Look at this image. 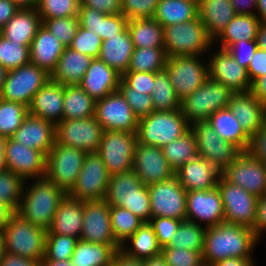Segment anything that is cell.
<instances>
[{
	"mask_svg": "<svg viewBox=\"0 0 266 266\" xmlns=\"http://www.w3.org/2000/svg\"><path fill=\"white\" fill-rule=\"evenodd\" d=\"M260 239L253 229L227 222L207 227L204 235L202 260L212 265L230 257L254 258V250Z\"/></svg>",
	"mask_w": 266,
	"mask_h": 266,
	"instance_id": "obj_1",
	"label": "cell"
},
{
	"mask_svg": "<svg viewBox=\"0 0 266 266\" xmlns=\"http://www.w3.org/2000/svg\"><path fill=\"white\" fill-rule=\"evenodd\" d=\"M25 181L20 205L16 210L24 221L48 230L59 203L66 193L46 176ZM29 183V184H28Z\"/></svg>",
	"mask_w": 266,
	"mask_h": 266,
	"instance_id": "obj_2",
	"label": "cell"
},
{
	"mask_svg": "<svg viewBox=\"0 0 266 266\" xmlns=\"http://www.w3.org/2000/svg\"><path fill=\"white\" fill-rule=\"evenodd\" d=\"M104 200L110 206H120L139 217L143 222L152 218L150 195L133 170L110 176Z\"/></svg>",
	"mask_w": 266,
	"mask_h": 266,
	"instance_id": "obj_3",
	"label": "cell"
},
{
	"mask_svg": "<svg viewBox=\"0 0 266 266\" xmlns=\"http://www.w3.org/2000/svg\"><path fill=\"white\" fill-rule=\"evenodd\" d=\"M191 124L179 110L154 111L139 119L137 141L143 145L162 148L184 135Z\"/></svg>",
	"mask_w": 266,
	"mask_h": 266,
	"instance_id": "obj_4",
	"label": "cell"
},
{
	"mask_svg": "<svg viewBox=\"0 0 266 266\" xmlns=\"http://www.w3.org/2000/svg\"><path fill=\"white\" fill-rule=\"evenodd\" d=\"M164 49L168 57L208 55L213 40L199 17L192 21L163 27Z\"/></svg>",
	"mask_w": 266,
	"mask_h": 266,
	"instance_id": "obj_5",
	"label": "cell"
},
{
	"mask_svg": "<svg viewBox=\"0 0 266 266\" xmlns=\"http://www.w3.org/2000/svg\"><path fill=\"white\" fill-rule=\"evenodd\" d=\"M1 231L5 252L42 261L47 230L24 221L15 213Z\"/></svg>",
	"mask_w": 266,
	"mask_h": 266,
	"instance_id": "obj_6",
	"label": "cell"
},
{
	"mask_svg": "<svg viewBox=\"0 0 266 266\" xmlns=\"http://www.w3.org/2000/svg\"><path fill=\"white\" fill-rule=\"evenodd\" d=\"M233 95L222 83L208 77L202 86L180 101V111L190 124L207 121L214 112L228 107Z\"/></svg>",
	"mask_w": 266,
	"mask_h": 266,
	"instance_id": "obj_7",
	"label": "cell"
},
{
	"mask_svg": "<svg viewBox=\"0 0 266 266\" xmlns=\"http://www.w3.org/2000/svg\"><path fill=\"white\" fill-rule=\"evenodd\" d=\"M206 58L202 55L168 57L164 70L180 100L191 95L209 77Z\"/></svg>",
	"mask_w": 266,
	"mask_h": 266,
	"instance_id": "obj_8",
	"label": "cell"
},
{
	"mask_svg": "<svg viewBox=\"0 0 266 266\" xmlns=\"http://www.w3.org/2000/svg\"><path fill=\"white\" fill-rule=\"evenodd\" d=\"M87 152L55 142L47 154L46 177L68 194L74 187Z\"/></svg>",
	"mask_w": 266,
	"mask_h": 266,
	"instance_id": "obj_9",
	"label": "cell"
},
{
	"mask_svg": "<svg viewBox=\"0 0 266 266\" xmlns=\"http://www.w3.org/2000/svg\"><path fill=\"white\" fill-rule=\"evenodd\" d=\"M137 134L123 131H103L97 153L110 175L133 170Z\"/></svg>",
	"mask_w": 266,
	"mask_h": 266,
	"instance_id": "obj_10",
	"label": "cell"
},
{
	"mask_svg": "<svg viewBox=\"0 0 266 266\" xmlns=\"http://www.w3.org/2000/svg\"><path fill=\"white\" fill-rule=\"evenodd\" d=\"M50 80V74L33 63L7 73L0 98L29 107L34 95Z\"/></svg>",
	"mask_w": 266,
	"mask_h": 266,
	"instance_id": "obj_11",
	"label": "cell"
},
{
	"mask_svg": "<svg viewBox=\"0 0 266 266\" xmlns=\"http://www.w3.org/2000/svg\"><path fill=\"white\" fill-rule=\"evenodd\" d=\"M110 176L101 156L97 152L87 153L76 183L68 195L82 202L104 200Z\"/></svg>",
	"mask_w": 266,
	"mask_h": 266,
	"instance_id": "obj_12",
	"label": "cell"
},
{
	"mask_svg": "<svg viewBox=\"0 0 266 266\" xmlns=\"http://www.w3.org/2000/svg\"><path fill=\"white\" fill-rule=\"evenodd\" d=\"M224 207V220L254 230L258 198L238 185L228 182L222 175L217 183Z\"/></svg>",
	"mask_w": 266,
	"mask_h": 266,
	"instance_id": "obj_13",
	"label": "cell"
},
{
	"mask_svg": "<svg viewBox=\"0 0 266 266\" xmlns=\"http://www.w3.org/2000/svg\"><path fill=\"white\" fill-rule=\"evenodd\" d=\"M195 134L197 154L223 171L242 151L234 144L223 140L208 121L191 124Z\"/></svg>",
	"mask_w": 266,
	"mask_h": 266,
	"instance_id": "obj_14",
	"label": "cell"
},
{
	"mask_svg": "<svg viewBox=\"0 0 266 266\" xmlns=\"http://www.w3.org/2000/svg\"><path fill=\"white\" fill-rule=\"evenodd\" d=\"M152 218L168 217L186 220L187 191L174 176L163 182L147 185Z\"/></svg>",
	"mask_w": 266,
	"mask_h": 266,
	"instance_id": "obj_15",
	"label": "cell"
},
{
	"mask_svg": "<svg viewBox=\"0 0 266 266\" xmlns=\"http://www.w3.org/2000/svg\"><path fill=\"white\" fill-rule=\"evenodd\" d=\"M103 128L97 119H62L56 125V142L63 146L82 149L87 153L97 152Z\"/></svg>",
	"mask_w": 266,
	"mask_h": 266,
	"instance_id": "obj_16",
	"label": "cell"
},
{
	"mask_svg": "<svg viewBox=\"0 0 266 266\" xmlns=\"http://www.w3.org/2000/svg\"><path fill=\"white\" fill-rule=\"evenodd\" d=\"M230 183L256 196L266 192V165L253 158L247 151L241 152L221 173Z\"/></svg>",
	"mask_w": 266,
	"mask_h": 266,
	"instance_id": "obj_17",
	"label": "cell"
},
{
	"mask_svg": "<svg viewBox=\"0 0 266 266\" xmlns=\"http://www.w3.org/2000/svg\"><path fill=\"white\" fill-rule=\"evenodd\" d=\"M94 117L103 131L137 132L139 119L119 91L96 101Z\"/></svg>",
	"mask_w": 266,
	"mask_h": 266,
	"instance_id": "obj_18",
	"label": "cell"
},
{
	"mask_svg": "<svg viewBox=\"0 0 266 266\" xmlns=\"http://www.w3.org/2000/svg\"><path fill=\"white\" fill-rule=\"evenodd\" d=\"M208 53L209 77L214 79L234 94L250 92L251 81L246 68L240 66L228 50L211 47Z\"/></svg>",
	"mask_w": 266,
	"mask_h": 266,
	"instance_id": "obj_19",
	"label": "cell"
},
{
	"mask_svg": "<svg viewBox=\"0 0 266 266\" xmlns=\"http://www.w3.org/2000/svg\"><path fill=\"white\" fill-rule=\"evenodd\" d=\"M4 153L7 170L25 181L46 176L47 156L43 152L21 145L11 137L6 140Z\"/></svg>",
	"mask_w": 266,
	"mask_h": 266,
	"instance_id": "obj_20",
	"label": "cell"
},
{
	"mask_svg": "<svg viewBox=\"0 0 266 266\" xmlns=\"http://www.w3.org/2000/svg\"><path fill=\"white\" fill-rule=\"evenodd\" d=\"M186 220L198 225L205 224L206 228L225 222L223 202L217 186L210 190L187 191Z\"/></svg>",
	"mask_w": 266,
	"mask_h": 266,
	"instance_id": "obj_21",
	"label": "cell"
},
{
	"mask_svg": "<svg viewBox=\"0 0 266 266\" xmlns=\"http://www.w3.org/2000/svg\"><path fill=\"white\" fill-rule=\"evenodd\" d=\"M83 228L80 240L106 245H120L113 234L110 205L105 200L83 202Z\"/></svg>",
	"mask_w": 266,
	"mask_h": 266,
	"instance_id": "obj_22",
	"label": "cell"
},
{
	"mask_svg": "<svg viewBox=\"0 0 266 266\" xmlns=\"http://www.w3.org/2000/svg\"><path fill=\"white\" fill-rule=\"evenodd\" d=\"M133 171L140 181L149 185L175 176V170L166 160L160 147L136 144Z\"/></svg>",
	"mask_w": 266,
	"mask_h": 266,
	"instance_id": "obj_23",
	"label": "cell"
},
{
	"mask_svg": "<svg viewBox=\"0 0 266 266\" xmlns=\"http://www.w3.org/2000/svg\"><path fill=\"white\" fill-rule=\"evenodd\" d=\"M12 138L19 144L37 149L47 156L56 142V125L28 114Z\"/></svg>",
	"mask_w": 266,
	"mask_h": 266,
	"instance_id": "obj_24",
	"label": "cell"
},
{
	"mask_svg": "<svg viewBox=\"0 0 266 266\" xmlns=\"http://www.w3.org/2000/svg\"><path fill=\"white\" fill-rule=\"evenodd\" d=\"M221 173L210 162L197 156L176 170L175 176L186 191H195L215 188Z\"/></svg>",
	"mask_w": 266,
	"mask_h": 266,
	"instance_id": "obj_25",
	"label": "cell"
},
{
	"mask_svg": "<svg viewBox=\"0 0 266 266\" xmlns=\"http://www.w3.org/2000/svg\"><path fill=\"white\" fill-rule=\"evenodd\" d=\"M121 74L99 58L92 60L79 86L95 101L118 91Z\"/></svg>",
	"mask_w": 266,
	"mask_h": 266,
	"instance_id": "obj_26",
	"label": "cell"
},
{
	"mask_svg": "<svg viewBox=\"0 0 266 266\" xmlns=\"http://www.w3.org/2000/svg\"><path fill=\"white\" fill-rule=\"evenodd\" d=\"M228 108L249 137L255 134L266 122V106L251 92L234 94L230 99Z\"/></svg>",
	"mask_w": 266,
	"mask_h": 266,
	"instance_id": "obj_27",
	"label": "cell"
},
{
	"mask_svg": "<svg viewBox=\"0 0 266 266\" xmlns=\"http://www.w3.org/2000/svg\"><path fill=\"white\" fill-rule=\"evenodd\" d=\"M64 86L49 80L34 95L28 114L57 125L63 119Z\"/></svg>",
	"mask_w": 266,
	"mask_h": 266,
	"instance_id": "obj_28",
	"label": "cell"
},
{
	"mask_svg": "<svg viewBox=\"0 0 266 266\" xmlns=\"http://www.w3.org/2000/svg\"><path fill=\"white\" fill-rule=\"evenodd\" d=\"M65 48L66 46L42 24L30 45V63L51 75Z\"/></svg>",
	"mask_w": 266,
	"mask_h": 266,
	"instance_id": "obj_29",
	"label": "cell"
},
{
	"mask_svg": "<svg viewBox=\"0 0 266 266\" xmlns=\"http://www.w3.org/2000/svg\"><path fill=\"white\" fill-rule=\"evenodd\" d=\"M82 222L83 202L66 194L59 203L47 234L67 235L80 239Z\"/></svg>",
	"mask_w": 266,
	"mask_h": 266,
	"instance_id": "obj_30",
	"label": "cell"
},
{
	"mask_svg": "<svg viewBox=\"0 0 266 266\" xmlns=\"http://www.w3.org/2000/svg\"><path fill=\"white\" fill-rule=\"evenodd\" d=\"M93 58L66 47L60 56L50 80L66 85H79Z\"/></svg>",
	"mask_w": 266,
	"mask_h": 266,
	"instance_id": "obj_31",
	"label": "cell"
},
{
	"mask_svg": "<svg viewBox=\"0 0 266 266\" xmlns=\"http://www.w3.org/2000/svg\"><path fill=\"white\" fill-rule=\"evenodd\" d=\"M235 15L231 0H198V17L213 41Z\"/></svg>",
	"mask_w": 266,
	"mask_h": 266,
	"instance_id": "obj_32",
	"label": "cell"
},
{
	"mask_svg": "<svg viewBox=\"0 0 266 266\" xmlns=\"http://www.w3.org/2000/svg\"><path fill=\"white\" fill-rule=\"evenodd\" d=\"M78 19L81 27L92 30L102 41L121 33L128 23V19L122 14L106 15L85 6H79Z\"/></svg>",
	"mask_w": 266,
	"mask_h": 266,
	"instance_id": "obj_33",
	"label": "cell"
},
{
	"mask_svg": "<svg viewBox=\"0 0 266 266\" xmlns=\"http://www.w3.org/2000/svg\"><path fill=\"white\" fill-rule=\"evenodd\" d=\"M133 50L131 35L126 27L121 33L102 41L99 59L122 75L128 71Z\"/></svg>",
	"mask_w": 266,
	"mask_h": 266,
	"instance_id": "obj_34",
	"label": "cell"
},
{
	"mask_svg": "<svg viewBox=\"0 0 266 266\" xmlns=\"http://www.w3.org/2000/svg\"><path fill=\"white\" fill-rule=\"evenodd\" d=\"M41 25L40 15L36 8L20 9L1 28V35L11 42L30 46Z\"/></svg>",
	"mask_w": 266,
	"mask_h": 266,
	"instance_id": "obj_35",
	"label": "cell"
},
{
	"mask_svg": "<svg viewBox=\"0 0 266 266\" xmlns=\"http://www.w3.org/2000/svg\"><path fill=\"white\" fill-rule=\"evenodd\" d=\"M261 21L257 15L236 14L221 34L213 41V46L227 50L238 41L256 40ZM216 43V45H215Z\"/></svg>",
	"mask_w": 266,
	"mask_h": 266,
	"instance_id": "obj_36",
	"label": "cell"
},
{
	"mask_svg": "<svg viewBox=\"0 0 266 266\" xmlns=\"http://www.w3.org/2000/svg\"><path fill=\"white\" fill-rule=\"evenodd\" d=\"M207 121L223 140L234 144L242 152L248 150L250 137L243 131L239 121L228 107L217 110Z\"/></svg>",
	"mask_w": 266,
	"mask_h": 266,
	"instance_id": "obj_37",
	"label": "cell"
},
{
	"mask_svg": "<svg viewBox=\"0 0 266 266\" xmlns=\"http://www.w3.org/2000/svg\"><path fill=\"white\" fill-rule=\"evenodd\" d=\"M198 17V0H160L153 18L162 27L192 21Z\"/></svg>",
	"mask_w": 266,
	"mask_h": 266,
	"instance_id": "obj_38",
	"label": "cell"
},
{
	"mask_svg": "<svg viewBox=\"0 0 266 266\" xmlns=\"http://www.w3.org/2000/svg\"><path fill=\"white\" fill-rule=\"evenodd\" d=\"M120 250L127 256L143 260L160 254L162 247L149 222H143L134 234L121 244Z\"/></svg>",
	"mask_w": 266,
	"mask_h": 266,
	"instance_id": "obj_39",
	"label": "cell"
},
{
	"mask_svg": "<svg viewBox=\"0 0 266 266\" xmlns=\"http://www.w3.org/2000/svg\"><path fill=\"white\" fill-rule=\"evenodd\" d=\"M121 245H106L78 240L71 257L74 266H110Z\"/></svg>",
	"mask_w": 266,
	"mask_h": 266,
	"instance_id": "obj_40",
	"label": "cell"
},
{
	"mask_svg": "<svg viewBox=\"0 0 266 266\" xmlns=\"http://www.w3.org/2000/svg\"><path fill=\"white\" fill-rule=\"evenodd\" d=\"M134 48L164 47L163 27L154 18H136L128 20Z\"/></svg>",
	"mask_w": 266,
	"mask_h": 266,
	"instance_id": "obj_41",
	"label": "cell"
},
{
	"mask_svg": "<svg viewBox=\"0 0 266 266\" xmlns=\"http://www.w3.org/2000/svg\"><path fill=\"white\" fill-rule=\"evenodd\" d=\"M96 101L79 85L64 86L63 119H84L93 117Z\"/></svg>",
	"mask_w": 266,
	"mask_h": 266,
	"instance_id": "obj_42",
	"label": "cell"
},
{
	"mask_svg": "<svg viewBox=\"0 0 266 266\" xmlns=\"http://www.w3.org/2000/svg\"><path fill=\"white\" fill-rule=\"evenodd\" d=\"M161 149L166 160L175 171L198 156L195 134L191 129Z\"/></svg>",
	"mask_w": 266,
	"mask_h": 266,
	"instance_id": "obj_43",
	"label": "cell"
},
{
	"mask_svg": "<svg viewBox=\"0 0 266 266\" xmlns=\"http://www.w3.org/2000/svg\"><path fill=\"white\" fill-rule=\"evenodd\" d=\"M167 59L164 47L134 48L128 71L161 72L166 66Z\"/></svg>",
	"mask_w": 266,
	"mask_h": 266,
	"instance_id": "obj_44",
	"label": "cell"
},
{
	"mask_svg": "<svg viewBox=\"0 0 266 266\" xmlns=\"http://www.w3.org/2000/svg\"><path fill=\"white\" fill-rule=\"evenodd\" d=\"M154 88L151 93L154 111H174L180 109V99L165 70L154 73Z\"/></svg>",
	"mask_w": 266,
	"mask_h": 266,
	"instance_id": "obj_45",
	"label": "cell"
},
{
	"mask_svg": "<svg viewBox=\"0 0 266 266\" xmlns=\"http://www.w3.org/2000/svg\"><path fill=\"white\" fill-rule=\"evenodd\" d=\"M206 227L190 221H182L177 232L166 247L203 252Z\"/></svg>",
	"mask_w": 266,
	"mask_h": 266,
	"instance_id": "obj_46",
	"label": "cell"
},
{
	"mask_svg": "<svg viewBox=\"0 0 266 266\" xmlns=\"http://www.w3.org/2000/svg\"><path fill=\"white\" fill-rule=\"evenodd\" d=\"M110 220L114 237L120 245L143 224L139 217L120 206H110Z\"/></svg>",
	"mask_w": 266,
	"mask_h": 266,
	"instance_id": "obj_47",
	"label": "cell"
},
{
	"mask_svg": "<svg viewBox=\"0 0 266 266\" xmlns=\"http://www.w3.org/2000/svg\"><path fill=\"white\" fill-rule=\"evenodd\" d=\"M27 115V106L0 98V135L11 138Z\"/></svg>",
	"mask_w": 266,
	"mask_h": 266,
	"instance_id": "obj_48",
	"label": "cell"
},
{
	"mask_svg": "<svg viewBox=\"0 0 266 266\" xmlns=\"http://www.w3.org/2000/svg\"><path fill=\"white\" fill-rule=\"evenodd\" d=\"M30 63V46L0 36V65L8 71Z\"/></svg>",
	"mask_w": 266,
	"mask_h": 266,
	"instance_id": "obj_49",
	"label": "cell"
},
{
	"mask_svg": "<svg viewBox=\"0 0 266 266\" xmlns=\"http://www.w3.org/2000/svg\"><path fill=\"white\" fill-rule=\"evenodd\" d=\"M25 180L12 171L0 172V202L8 204L15 212L20 205Z\"/></svg>",
	"mask_w": 266,
	"mask_h": 266,
	"instance_id": "obj_50",
	"label": "cell"
},
{
	"mask_svg": "<svg viewBox=\"0 0 266 266\" xmlns=\"http://www.w3.org/2000/svg\"><path fill=\"white\" fill-rule=\"evenodd\" d=\"M78 240L79 239L67 235L47 234L45 255L42 260H71Z\"/></svg>",
	"mask_w": 266,
	"mask_h": 266,
	"instance_id": "obj_51",
	"label": "cell"
},
{
	"mask_svg": "<svg viewBox=\"0 0 266 266\" xmlns=\"http://www.w3.org/2000/svg\"><path fill=\"white\" fill-rule=\"evenodd\" d=\"M80 0H39L37 11L45 19L78 16Z\"/></svg>",
	"mask_w": 266,
	"mask_h": 266,
	"instance_id": "obj_52",
	"label": "cell"
},
{
	"mask_svg": "<svg viewBox=\"0 0 266 266\" xmlns=\"http://www.w3.org/2000/svg\"><path fill=\"white\" fill-rule=\"evenodd\" d=\"M42 24L66 47L80 28L78 16L45 19Z\"/></svg>",
	"mask_w": 266,
	"mask_h": 266,
	"instance_id": "obj_53",
	"label": "cell"
},
{
	"mask_svg": "<svg viewBox=\"0 0 266 266\" xmlns=\"http://www.w3.org/2000/svg\"><path fill=\"white\" fill-rule=\"evenodd\" d=\"M118 91L126 99L138 119L146 117L150 113L154 112L151 95L140 92H132V88L129 87L122 79L119 82Z\"/></svg>",
	"mask_w": 266,
	"mask_h": 266,
	"instance_id": "obj_54",
	"label": "cell"
},
{
	"mask_svg": "<svg viewBox=\"0 0 266 266\" xmlns=\"http://www.w3.org/2000/svg\"><path fill=\"white\" fill-rule=\"evenodd\" d=\"M101 45L102 40L95 32L80 26L68 47L95 59L100 56Z\"/></svg>",
	"mask_w": 266,
	"mask_h": 266,
	"instance_id": "obj_55",
	"label": "cell"
},
{
	"mask_svg": "<svg viewBox=\"0 0 266 266\" xmlns=\"http://www.w3.org/2000/svg\"><path fill=\"white\" fill-rule=\"evenodd\" d=\"M161 253L168 266H202L204 264L200 251L165 246Z\"/></svg>",
	"mask_w": 266,
	"mask_h": 266,
	"instance_id": "obj_56",
	"label": "cell"
},
{
	"mask_svg": "<svg viewBox=\"0 0 266 266\" xmlns=\"http://www.w3.org/2000/svg\"><path fill=\"white\" fill-rule=\"evenodd\" d=\"M160 0H122L121 14L128 20L153 18Z\"/></svg>",
	"mask_w": 266,
	"mask_h": 266,
	"instance_id": "obj_57",
	"label": "cell"
},
{
	"mask_svg": "<svg viewBox=\"0 0 266 266\" xmlns=\"http://www.w3.org/2000/svg\"><path fill=\"white\" fill-rule=\"evenodd\" d=\"M182 221L183 220L168 217H156L150 219L149 224L152 226L158 243L162 248L170 243Z\"/></svg>",
	"mask_w": 266,
	"mask_h": 266,
	"instance_id": "obj_58",
	"label": "cell"
},
{
	"mask_svg": "<svg viewBox=\"0 0 266 266\" xmlns=\"http://www.w3.org/2000/svg\"><path fill=\"white\" fill-rule=\"evenodd\" d=\"M121 79L132 88V92H140L151 95L154 88V73L126 71Z\"/></svg>",
	"mask_w": 266,
	"mask_h": 266,
	"instance_id": "obj_59",
	"label": "cell"
},
{
	"mask_svg": "<svg viewBox=\"0 0 266 266\" xmlns=\"http://www.w3.org/2000/svg\"><path fill=\"white\" fill-rule=\"evenodd\" d=\"M257 48L256 40H241L231 45L227 50L240 66L247 69Z\"/></svg>",
	"mask_w": 266,
	"mask_h": 266,
	"instance_id": "obj_60",
	"label": "cell"
},
{
	"mask_svg": "<svg viewBox=\"0 0 266 266\" xmlns=\"http://www.w3.org/2000/svg\"><path fill=\"white\" fill-rule=\"evenodd\" d=\"M247 152L266 165V122L250 137Z\"/></svg>",
	"mask_w": 266,
	"mask_h": 266,
	"instance_id": "obj_61",
	"label": "cell"
},
{
	"mask_svg": "<svg viewBox=\"0 0 266 266\" xmlns=\"http://www.w3.org/2000/svg\"><path fill=\"white\" fill-rule=\"evenodd\" d=\"M80 6L93 8L106 15L121 14L122 0H80Z\"/></svg>",
	"mask_w": 266,
	"mask_h": 266,
	"instance_id": "obj_62",
	"label": "cell"
},
{
	"mask_svg": "<svg viewBox=\"0 0 266 266\" xmlns=\"http://www.w3.org/2000/svg\"><path fill=\"white\" fill-rule=\"evenodd\" d=\"M251 84L266 75V51L257 48L247 68Z\"/></svg>",
	"mask_w": 266,
	"mask_h": 266,
	"instance_id": "obj_63",
	"label": "cell"
},
{
	"mask_svg": "<svg viewBox=\"0 0 266 266\" xmlns=\"http://www.w3.org/2000/svg\"><path fill=\"white\" fill-rule=\"evenodd\" d=\"M254 232L260 240L263 239L262 236L266 234V194L257 200Z\"/></svg>",
	"mask_w": 266,
	"mask_h": 266,
	"instance_id": "obj_64",
	"label": "cell"
},
{
	"mask_svg": "<svg viewBox=\"0 0 266 266\" xmlns=\"http://www.w3.org/2000/svg\"><path fill=\"white\" fill-rule=\"evenodd\" d=\"M0 266H41V260L22 257L17 254L5 252Z\"/></svg>",
	"mask_w": 266,
	"mask_h": 266,
	"instance_id": "obj_65",
	"label": "cell"
},
{
	"mask_svg": "<svg viewBox=\"0 0 266 266\" xmlns=\"http://www.w3.org/2000/svg\"><path fill=\"white\" fill-rule=\"evenodd\" d=\"M20 10L13 0H0V28Z\"/></svg>",
	"mask_w": 266,
	"mask_h": 266,
	"instance_id": "obj_66",
	"label": "cell"
},
{
	"mask_svg": "<svg viewBox=\"0 0 266 266\" xmlns=\"http://www.w3.org/2000/svg\"><path fill=\"white\" fill-rule=\"evenodd\" d=\"M110 266H143V260L127 256L121 250H117Z\"/></svg>",
	"mask_w": 266,
	"mask_h": 266,
	"instance_id": "obj_67",
	"label": "cell"
},
{
	"mask_svg": "<svg viewBox=\"0 0 266 266\" xmlns=\"http://www.w3.org/2000/svg\"><path fill=\"white\" fill-rule=\"evenodd\" d=\"M231 3L236 14L256 15V0H231Z\"/></svg>",
	"mask_w": 266,
	"mask_h": 266,
	"instance_id": "obj_68",
	"label": "cell"
},
{
	"mask_svg": "<svg viewBox=\"0 0 266 266\" xmlns=\"http://www.w3.org/2000/svg\"><path fill=\"white\" fill-rule=\"evenodd\" d=\"M250 92L266 106V75L251 84Z\"/></svg>",
	"mask_w": 266,
	"mask_h": 266,
	"instance_id": "obj_69",
	"label": "cell"
},
{
	"mask_svg": "<svg viewBox=\"0 0 266 266\" xmlns=\"http://www.w3.org/2000/svg\"><path fill=\"white\" fill-rule=\"evenodd\" d=\"M254 258H237L230 257L224 260H220L211 266H256Z\"/></svg>",
	"mask_w": 266,
	"mask_h": 266,
	"instance_id": "obj_70",
	"label": "cell"
},
{
	"mask_svg": "<svg viewBox=\"0 0 266 266\" xmlns=\"http://www.w3.org/2000/svg\"><path fill=\"white\" fill-rule=\"evenodd\" d=\"M16 212L6 203L0 202V231Z\"/></svg>",
	"mask_w": 266,
	"mask_h": 266,
	"instance_id": "obj_71",
	"label": "cell"
},
{
	"mask_svg": "<svg viewBox=\"0 0 266 266\" xmlns=\"http://www.w3.org/2000/svg\"><path fill=\"white\" fill-rule=\"evenodd\" d=\"M257 47L266 51V21H261L257 31Z\"/></svg>",
	"mask_w": 266,
	"mask_h": 266,
	"instance_id": "obj_72",
	"label": "cell"
},
{
	"mask_svg": "<svg viewBox=\"0 0 266 266\" xmlns=\"http://www.w3.org/2000/svg\"><path fill=\"white\" fill-rule=\"evenodd\" d=\"M143 266H168L162 253L151 258L143 259Z\"/></svg>",
	"mask_w": 266,
	"mask_h": 266,
	"instance_id": "obj_73",
	"label": "cell"
},
{
	"mask_svg": "<svg viewBox=\"0 0 266 266\" xmlns=\"http://www.w3.org/2000/svg\"><path fill=\"white\" fill-rule=\"evenodd\" d=\"M7 137L0 135V172L7 170L5 165V144Z\"/></svg>",
	"mask_w": 266,
	"mask_h": 266,
	"instance_id": "obj_74",
	"label": "cell"
},
{
	"mask_svg": "<svg viewBox=\"0 0 266 266\" xmlns=\"http://www.w3.org/2000/svg\"><path fill=\"white\" fill-rule=\"evenodd\" d=\"M256 2V15L259 17L260 21H266V0H256Z\"/></svg>",
	"mask_w": 266,
	"mask_h": 266,
	"instance_id": "obj_75",
	"label": "cell"
},
{
	"mask_svg": "<svg viewBox=\"0 0 266 266\" xmlns=\"http://www.w3.org/2000/svg\"><path fill=\"white\" fill-rule=\"evenodd\" d=\"M20 9L37 8V0H13Z\"/></svg>",
	"mask_w": 266,
	"mask_h": 266,
	"instance_id": "obj_76",
	"label": "cell"
},
{
	"mask_svg": "<svg viewBox=\"0 0 266 266\" xmlns=\"http://www.w3.org/2000/svg\"><path fill=\"white\" fill-rule=\"evenodd\" d=\"M41 266H74L71 260L66 261H52V260H42Z\"/></svg>",
	"mask_w": 266,
	"mask_h": 266,
	"instance_id": "obj_77",
	"label": "cell"
},
{
	"mask_svg": "<svg viewBox=\"0 0 266 266\" xmlns=\"http://www.w3.org/2000/svg\"><path fill=\"white\" fill-rule=\"evenodd\" d=\"M7 73L8 70L0 65V95L3 91V85L5 84Z\"/></svg>",
	"mask_w": 266,
	"mask_h": 266,
	"instance_id": "obj_78",
	"label": "cell"
},
{
	"mask_svg": "<svg viewBox=\"0 0 266 266\" xmlns=\"http://www.w3.org/2000/svg\"><path fill=\"white\" fill-rule=\"evenodd\" d=\"M4 253H5L4 238L2 235V231H0V261L3 259Z\"/></svg>",
	"mask_w": 266,
	"mask_h": 266,
	"instance_id": "obj_79",
	"label": "cell"
}]
</instances>
